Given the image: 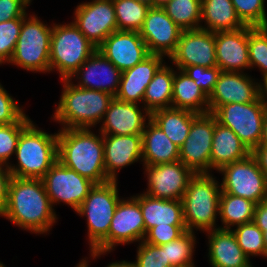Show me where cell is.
<instances>
[{
	"mask_svg": "<svg viewBox=\"0 0 267 267\" xmlns=\"http://www.w3.org/2000/svg\"><path fill=\"white\" fill-rule=\"evenodd\" d=\"M120 31H136L142 28L148 10L151 8L146 0H113Z\"/></svg>",
	"mask_w": 267,
	"mask_h": 267,
	"instance_id": "34",
	"label": "cell"
},
{
	"mask_svg": "<svg viewBox=\"0 0 267 267\" xmlns=\"http://www.w3.org/2000/svg\"><path fill=\"white\" fill-rule=\"evenodd\" d=\"M62 94L51 117L61 123V129L93 128L102 122L110 101L106 92L75 86L72 80L61 79Z\"/></svg>",
	"mask_w": 267,
	"mask_h": 267,
	"instance_id": "3",
	"label": "cell"
},
{
	"mask_svg": "<svg viewBox=\"0 0 267 267\" xmlns=\"http://www.w3.org/2000/svg\"><path fill=\"white\" fill-rule=\"evenodd\" d=\"M97 50L72 22L53 23L50 44V72L56 70L61 79H69Z\"/></svg>",
	"mask_w": 267,
	"mask_h": 267,
	"instance_id": "7",
	"label": "cell"
},
{
	"mask_svg": "<svg viewBox=\"0 0 267 267\" xmlns=\"http://www.w3.org/2000/svg\"><path fill=\"white\" fill-rule=\"evenodd\" d=\"M147 195L154 198L181 200L194 173L181 161L144 166Z\"/></svg>",
	"mask_w": 267,
	"mask_h": 267,
	"instance_id": "15",
	"label": "cell"
},
{
	"mask_svg": "<svg viewBox=\"0 0 267 267\" xmlns=\"http://www.w3.org/2000/svg\"><path fill=\"white\" fill-rule=\"evenodd\" d=\"M248 53L251 68H259L267 76V27L248 26Z\"/></svg>",
	"mask_w": 267,
	"mask_h": 267,
	"instance_id": "39",
	"label": "cell"
},
{
	"mask_svg": "<svg viewBox=\"0 0 267 267\" xmlns=\"http://www.w3.org/2000/svg\"><path fill=\"white\" fill-rule=\"evenodd\" d=\"M142 211L145 235L154 226L185 225L181 200L154 198L146 193L134 196Z\"/></svg>",
	"mask_w": 267,
	"mask_h": 267,
	"instance_id": "26",
	"label": "cell"
},
{
	"mask_svg": "<svg viewBox=\"0 0 267 267\" xmlns=\"http://www.w3.org/2000/svg\"><path fill=\"white\" fill-rule=\"evenodd\" d=\"M169 59L180 70L194 65L217 66L215 33L201 28L182 31L177 48Z\"/></svg>",
	"mask_w": 267,
	"mask_h": 267,
	"instance_id": "16",
	"label": "cell"
},
{
	"mask_svg": "<svg viewBox=\"0 0 267 267\" xmlns=\"http://www.w3.org/2000/svg\"><path fill=\"white\" fill-rule=\"evenodd\" d=\"M32 120L24 114L17 122L0 125V165L9 166L10 158L15 155L21 131Z\"/></svg>",
	"mask_w": 267,
	"mask_h": 267,
	"instance_id": "38",
	"label": "cell"
},
{
	"mask_svg": "<svg viewBox=\"0 0 267 267\" xmlns=\"http://www.w3.org/2000/svg\"><path fill=\"white\" fill-rule=\"evenodd\" d=\"M258 92L259 100L267 110V76L262 77V80L258 82Z\"/></svg>",
	"mask_w": 267,
	"mask_h": 267,
	"instance_id": "50",
	"label": "cell"
},
{
	"mask_svg": "<svg viewBox=\"0 0 267 267\" xmlns=\"http://www.w3.org/2000/svg\"><path fill=\"white\" fill-rule=\"evenodd\" d=\"M42 181L52 207L60 202L76 211L95 185L90 179L63 166L57 161L44 175Z\"/></svg>",
	"mask_w": 267,
	"mask_h": 267,
	"instance_id": "11",
	"label": "cell"
},
{
	"mask_svg": "<svg viewBox=\"0 0 267 267\" xmlns=\"http://www.w3.org/2000/svg\"><path fill=\"white\" fill-rule=\"evenodd\" d=\"M198 115L190 110L168 107L151 113V120L179 148L188 138L193 119Z\"/></svg>",
	"mask_w": 267,
	"mask_h": 267,
	"instance_id": "31",
	"label": "cell"
},
{
	"mask_svg": "<svg viewBox=\"0 0 267 267\" xmlns=\"http://www.w3.org/2000/svg\"><path fill=\"white\" fill-rule=\"evenodd\" d=\"M58 133L41 130L31 121L22 131L16 148V164H9L12 177L42 179L58 161Z\"/></svg>",
	"mask_w": 267,
	"mask_h": 267,
	"instance_id": "4",
	"label": "cell"
},
{
	"mask_svg": "<svg viewBox=\"0 0 267 267\" xmlns=\"http://www.w3.org/2000/svg\"><path fill=\"white\" fill-rule=\"evenodd\" d=\"M212 114L217 123L233 130L250 151L260 144L267 110L259 98L250 103L221 105Z\"/></svg>",
	"mask_w": 267,
	"mask_h": 267,
	"instance_id": "9",
	"label": "cell"
},
{
	"mask_svg": "<svg viewBox=\"0 0 267 267\" xmlns=\"http://www.w3.org/2000/svg\"><path fill=\"white\" fill-rule=\"evenodd\" d=\"M185 231H187L185 225H157L146 232L144 241L152 245L160 246L177 239Z\"/></svg>",
	"mask_w": 267,
	"mask_h": 267,
	"instance_id": "44",
	"label": "cell"
},
{
	"mask_svg": "<svg viewBox=\"0 0 267 267\" xmlns=\"http://www.w3.org/2000/svg\"><path fill=\"white\" fill-rule=\"evenodd\" d=\"M206 234L209 247L208 260L212 267H248L251 265V259L238 245L232 229L218 227Z\"/></svg>",
	"mask_w": 267,
	"mask_h": 267,
	"instance_id": "25",
	"label": "cell"
},
{
	"mask_svg": "<svg viewBox=\"0 0 267 267\" xmlns=\"http://www.w3.org/2000/svg\"><path fill=\"white\" fill-rule=\"evenodd\" d=\"M140 107L138 103L123 102L114 97L98 131L102 135H141L151 114Z\"/></svg>",
	"mask_w": 267,
	"mask_h": 267,
	"instance_id": "20",
	"label": "cell"
},
{
	"mask_svg": "<svg viewBox=\"0 0 267 267\" xmlns=\"http://www.w3.org/2000/svg\"><path fill=\"white\" fill-rule=\"evenodd\" d=\"M24 111L0 83V125L17 122L25 114Z\"/></svg>",
	"mask_w": 267,
	"mask_h": 267,
	"instance_id": "45",
	"label": "cell"
},
{
	"mask_svg": "<svg viewBox=\"0 0 267 267\" xmlns=\"http://www.w3.org/2000/svg\"><path fill=\"white\" fill-rule=\"evenodd\" d=\"M256 205L248 199L221 191L219 217L223 226L219 228L233 229L234 226L252 222Z\"/></svg>",
	"mask_w": 267,
	"mask_h": 267,
	"instance_id": "33",
	"label": "cell"
},
{
	"mask_svg": "<svg viewBox=\"0 0 267 267\" xmlns=\"http://www.w3.org/2000/svg\"><path fill=\"white\" fill-rule=\"evenodd\" d=\"M3 217L22 230L47 234L58 219L42 179L12 177Z\"/></svg>",
	"mask_w": 267,
	"mask_h": 267,
	"instance_id": "1",
	"label": "cell"
},
{
	"mask_svg": "<svg viewBox=\"0 0 267 267\" xmlns=\"http://www.w3.org/2000/svg\"><path fill=\"white\" fill-rule=\"evenodd\" d=\"M92 128L59 129L57 159L95 184L110 181L105 172L103 135ZM100 136V137H99Z\"/></svg>",
	"mask_w": 267,
	"mask_h": 267,
	"instance_id": "2",
	"label": "cell"
},
{
	"mask_svg": "<svg viewBox=\"0 0 267 267\" xmlns=\"http://www.w3.org/2000/svg\"><path fill=\"white\" fill-rule=\"evenodd\" d=\"M253 222L262 230H267V198L256 205Z\"/></svg>",
	"mask_w": 267,
	"mask_h": 267,
	"instance_id": "48",
	"label": "cell"
},
{
	"mask_svg": "<svg viewBox=\"0 0 267 267\" xmlns=\"http://www.w3.org/2000/svg\"><path fill=\"white\" fill-rule=\"evenodd\" d=\"M251 151L240 140L236 133L219 123L215 118L210 171H219L223 166L248 157Z\"/></svg>",
	"mask_w": 267,
	"mask_h": 267,
	"instance_id": "27",
	"label": "cell"
},
{
	"mask_svg": "<svg viewBox=\"0 0 267 267\" xmlns=\"http://www.w3.org/2000/svg\"><path fill=\"white\" fill-rule=\"evenodd\" d=\"M141 135L143 166L179 161V147L151 119Z\"/></svg>",
	"mask_w": 267,
	"mask_h": 267,
	"instance_id": "28",
	"label": "cell"
},
{
	"mask_svg": "<svg viewBox=\"0 0 267 267\" xmlns=\"http://www.w3.org/2000/svg\"><path fill=\"white\" fill-rule=\"evenodd\" d=\"M135 260L136 267H173L166 262L165 250L144 240L138 243Z\"/></svg>",
	"mask_w": 267,
	"mask_h": 267,
	"instance_id": "42",
	"label": "cell"
},
{
	"mask_svg": "<svg viewBox=\"0 0 267 267\" xmlns=\"http://www.w3.org/2000/svg\"><path fill=\"white\" fill-rule=\"evenodd\" d=\"M97 49L121 72L150 55L146 43L136 31H114Z\"/></svg>",
	"mask_w": 267,
	"mask_h": 267,
	"instance_id": "18",
	"label": "cell"
},
{
	"mask_svg": "<svg viewBox=\"0 0 267 267\" xmlns=\"http://www.w3.org/2000/svg\"><path fill=\"white\" fill-rule=\"evenodd\" d=\"M163 59L162 55L150 54L139 64L123 71L115 98L123 102L143 104L146 87L164 63Z\"/></svg>",
	"mask_w": 267,
	"mask_h": 267,
	"instance_id": "24",
	"label": "cell"
},
{
	"mask_svg": "<svg viewBox=\"0 0 267 267\" xmlns=\"http://www.w3.org/2000/svg\"><path fill=\"white\" fill-rule=\"evenodd\" d=\"M214 126L215 117L212 113L198 114L192 121L188 138L179 148V161L194 174L211 173Z\"/></svg>",
	"mask_w": 267,
	"mask_h": 267,
	"instance_id": "13",
	"label": "cell"
},
{
	"mask_svg": "<svg viewBox=\"0 0 267 267\" xmlns=\"http://www.w3.org/2000/svg\"><path fill=\"white\" fill-rule=\"evenodd\" d=\"M163 9L183 31L202 25L201 0H171Z\"/></svg>",
	"mask_w": 267,
	"mask_h": 267,
	"instance_id": "35",
	"label": "cell"
},
{
	"mask_svg": "<svg viewBox=\"0 0 267 267\" xmlns=\"http://www.w3.org/2000/svg\"><path fill=\"white\" fill-rule=\"evenodd\" d=\"M209 97L212 93L221 69L218 66L204 67L199 65L188 66L182 69Z\"/></svg>",
	"mask_w": 267,
	"mask_h": 267,
	"instance_id": "43",
	"label": "cell"
},
{
	"mask_svg": "<svg viewBox=\"0 0 267 267\" xmlns=\"http://www.w3.org/2000/svg\"><path fill=\"white\" fill-rule=\"evenodd\" d=\"M201 29L216 32L239 30L245 25L236 14L231 0H201Z\"/></svg>",
	"mask_w": 267,
	"mask_h": 267,
	"instance_id": "29",
	"label": "cell"
},
{
	"mask_svg": "<svg viewBox=\"0 0 267 267\" xmlns=\"http://www.w3.org/2000/svg\"><path fill=\"white\" fill-rule=\"evenodd\" d=\"M106 176L117 181L120 169L142 162V135H103Z\"/></svg>",
	"mask_w": 267,
	"mask_h": 267,
	"instance_id": "22",
	"label": "cell"
},
{
	"mask_svg": "<svg viewBox=\"0 0 267 267\" xmlns=\"http://www.w3.org/2000/svg\"><path fill=\"white\" fill-rule=\"evenodd\" d=\"M89 260H87L86 258L85 259H82L81 261H79V263H77V266L75 267H89Z\"/></svg>",
	"mask_w": 267,
	"mask_h": 267,
	"instance_id": "54",
	"label": "cell"
},
{
	"mask_svg": "<svg viewBox=\"0 0 267 267\" xmlns=\"http://www.w3.org/2000/svg\"><path fill=\"white\" fill-rule=\"evenodd\" d=\"M259 145L267 146V114L265 115L262 129V137Z\"/></svg>",
	"mask_w": 267,
	"mask_h": 267,
	"instance_id": "53",
	"label": "cell"
},
{
	"mask_svg": "<svg viewBox=\"0 0 267 267\" xmlns=\"http://www.w3.org/2000/svg\"><path fill=\"white\" fill-rule=\"evenodd\" d=\"M30 0H0V23L14 18H24Z\"/></svg>",
	"mask_w": 267,
	"mask_h": 267,
	"instance_id": "46",
	"label": "cell"
},
{
	"mask_svg": "<svg viewBox=\"0 0 267 267\" xmlns=\"http://www.w3.org/2000/svg\"><path fill=\"white\" fill-rule=\"evenodd\" d=\"M150 7L164 8L171 0H146Z\"/></svg>",
	"mask_w": 267,
	"mask_h": 267,
	"instance_id": "52",
	"label": "cell"
},
{
	"mask_svg": "<svg viewBox=\"0 0 267 267\" xmlns=\"http://www.w3.org/2000/svg\"><path fill=\"white\" fill-rule=\"evenodd\" d=\"M236 14L245 26L267 27L265 0H231Z\"/></svg>",
	"mask_w": 267,
	"mask_h": 267,
	"instance_id": "40",
	"label": "cell"
},
{
	"mask_svg": "<svg viewBox=\"0 0 267 267\" xmlns=\"http://www.w3.org/2000/svg\"><path fill=\"white\" fill-rule=\"evenodd\" d=\"M11 179L12 175L8 166L0 165V217L3 216L6 207Z\"/></svg>",
	"mask_w": 267,
	"mask_h": 267,
	"instance_id": "47",
	"label": "cell"
},
{
	"mask_svg": "<svg viewBox=\"0 0 267 267\" xmlns=\"http://www.w3.org/2000/svg\"><path fill=\"white\" fill-rule=\"evenodd\" d=\"M174 73V68L164 61L146 87L142 106L150 114L155 110L171 107Z\"/></svg>",
	"mask_w": 267,
	"mask_h": 267,
	"instance_id": "32",
	"label": "cell"
},
{
	"mask_svg": "<svg viewBox=\"0 0 267 267\" xmlns=\"http://www.w3.org/2000/svg\"><path fill=\"white\" fill-rule=\"evenodd\" d=\"M145 238V224L139 201L133 196L118 203L108 231V252L90 250L94 259L106 255L122 244L141 242Z\"/></svg>",
	"mask_w": 267,
	"mask_h": 267,
	"instance_id": "12",
	"label": "cell"
},
{
	"mask_svg": "<svg viewBox=\"0 0 267 267\" xmlns=\"http://www.w3.org/2000/svg\"><path fill=\"white\" fill-rule=\"evenodd\" d=\"M117 181L95 184L75 211L85 216L89 250L108 252V231L115 209L120 202Z\"/></svg>",
	"mask_w": 267,
	"mask_h": 267,
	"instance_id": "6",
	"label": "cell"
},
{
	"mask_svg": "<svg viewBox=\"0 0 267 267\" xmlns=\"http://www.w3.org/2000/svg\"><path fill=\"white\" fill-rule=\"evenodd\" d=\"M182 31L163 8L151 7L139 34L146 43L150 54L169 58L177 48Z\"/></svg>",
	"mask_w": 267,
	"mask_h": 267,
	"instance_id": "17",
	"label": "cell"
},
{
	"mask_svg": "<svg viewBox=\"0 0 267 267\" xmlns=\"http://www.w3.org/2000/svg\"><path fill=\"white\" fill-rule=\"evenodd\" d=\"M215 53L221 71L244 72L250 69L248 26L234 31L216 32Z\"/></svg>",
	"mask_w": 267,
	"mask_h": 267,
	"instance_id": "23",
	"label": "cell"
},
{
	"mask_svg": "<svg viewBox=\"0 0 267 267\" xmlns=\"http://www.w3.org/2000/svg\"><path fill=\"white\" fill-rule=\"evenodd\" d=\"M221 191L240 196L256 204L267 198V182L255 158L248 157L223 166Z\"/></svg>",
	"mask_w": 267,
	"mask_h": 267,
	"instance_id": "10",
	"label": "cell"
},
{
	"mask_svg": "<svg viewBox=\"0 0 267 267\" xmlns=\"http://www.w3.org/2000/svg\"><path fill=\"white\" fill-rule=\"evenodd\" d=\"M232 229L237 243L248 258L257 255L265 257V244L262 230L252 221Z\"/></svg>",
	"mask_w": 267,
	"mask_h": 267,
	"instance_id": "37",
	"label": "cell"
},
{
	"mask_svg": "<svg viewBox=\"0 0 267 267\" xmlns=\"http://www.w3.org/2000/svg\"><path fill=\"white\" fill-rule=\"evenodd\" d=\"M212 173L194 174L181 199L183 218L188 231L203 233L218 228L221 184ZM195 229V230H194Z\"/></svg>",
	"mask_w": 267,
	"mask_h": 267,
	"instance_id": "5",
	"label": "cell"
},
{
	"mask_svg": "<svg viewBox=\"0 0 267 267\" xmlns=\"http://www.w3.org/2000/svg\"><path fill=\"white\" fill-rule=\"evenodd\" d=\"M106 267H136V265H135V262L122 260V261H118V262L117 261L111 262Z\"/></svg>",
	"mask_w": 267,
	"mask_h": 267,
	"instance_id": "51",
	"label": "cell"
},
{
	"mask_svg": "<svg viewBox=\"0 0 267 267\" xmlns=\"http://www.w3.org/2000/svg\"><path fill=\"white\" fill-rule=\"evenodd\" d=\"M53 24L48 26L34 14L22 20L13 55L8 62L26 71L50 73V44Z\"/></svg>",
	"mask_w": 267,
	"mask_h": 267,
	"instance_id": "8",
	"label": "cell"
},
{
	"mask_svg": "<svg viewBox=\"0 0 267 267\" xmlns=\"http://www.w3.org/2000/svg\"><path fill=\"white\" fill-rule=\"evenodd\" d=\"M251 155L255 158L258 167L263 172L267 182V146L258 145L251 151Z\"/></svg>",
	"mask_w": 267,
	"mask_h": 267,
	"instance_id": "49",
	"label": "cell"
},
{
	"mask_svg": "<svg viewBox=\"0 0 267 267\" xmlns=\"http://www.w3.org/2000/svg\"><path fill=\"white\" fill-rule=\"evenodd\" d=\"M194 233L187 230L177 239L160 245L165 250L166 262L173 267L194 266L193 253L197 241Z\"/></svg>",
	"mask_w": 267,
	"mask_h": 267,
	"instance_id": "36",
	"label": "cell"
},
{
	"mask_svg": "<svg viewBox=\"0 0 267 267\" xmlns=\"http://www.w3.org/2000/svg\"><path fill=\"white\" fill-rule=\"evenodd\" d=\"M0 267H6L3 262H0Z\"/></svg>",
	"mask_w": 267,
	"mask_h": 267,
	"instance_id": "56",
	"label": "cell"
},
{
	"mask_svg": "<svg viewBox=\"0 0 267 267\" xmlns=\"http://www.w3.org/2000/svg\"><path fill=\"white\" fill-rule=\"evenodd\" d=\"M259 98L258 82L246 72L221 71L208 97L209 112L229 103H250Z\"/></svg>",
	"mask_w": 267,
	"mask_h": 267,
	"instance_id": "21",
	"label": "cell"
},
{
	"mask_svg": "<svg viewBox=\"0 0 267 267\" xmlns=\"http://www.w3.org/2000/svg\"><path fill=\"white\" fill-rule=\"evenodd\" d=\"M73 23L97 48L114 31L117 20L113 0H91L75 8Z\"/></svg>",
	"mask_w": 267,
	"mask_h": 267,
	"instance_id": "14",
	"label": "cell"
},
{
	"mask_svg": "<svg viewBox=\"0 0 267 267\" xmlns=\"http://www.w3.org/2000/svg\"><path fill=\"white\" fill-rule=\"evenodd\" d=\"M122 72L98 49L69 77L75 86L102 91L116 96Z\"/></svg>",
	"mask_w": 267,
	"mask_h": 267,
	"instance_id": "19",
	"label": "cell"
},
{
	"mask_svg": "<svg viewBox=\"0 0 267 267\" xmlns=\"http://www.w3.org/2000/svg\"><path fill=\"white\" fill-rule=\"evenodd\" d=\"M263 239L265 244V258H267V230L263 232Z\"/></svg>",
	"mask_w": 267,
	"mask_h": 267,
	"instance_id": "55",
	"label": "cell"
},
{
	"mask_svg": "<svg viewBox=\"0 0 267 267\" xmlns=\"http://www.w3.org/2000/svg\"><path fill=\"white\" fill-rule=\"evenodd\" d=\"M23 18L0 23V65L8 63L13 55L22 27Z\"/></svg>",
	"mask_w": 267,
	"mask_h": 267,
	"instance_id": "41",
	"label": "cell"
},
{
	"mask_svg": "<svg viewBox=\"0 0 267 267\" xmlns=\"http://www.w3.org/2000/svg\"><path fill=\"white\" fill-rule=\"evenodd\" d=\"M171 107L190 110L198 114L209 113L208 97L193 79L177 68L173 78Z\"/></svg>",
	"mask_w": 267,
	"mask_h": 267,
	"instance_id": "30",
	"label": "cell"
}]
</instances>
